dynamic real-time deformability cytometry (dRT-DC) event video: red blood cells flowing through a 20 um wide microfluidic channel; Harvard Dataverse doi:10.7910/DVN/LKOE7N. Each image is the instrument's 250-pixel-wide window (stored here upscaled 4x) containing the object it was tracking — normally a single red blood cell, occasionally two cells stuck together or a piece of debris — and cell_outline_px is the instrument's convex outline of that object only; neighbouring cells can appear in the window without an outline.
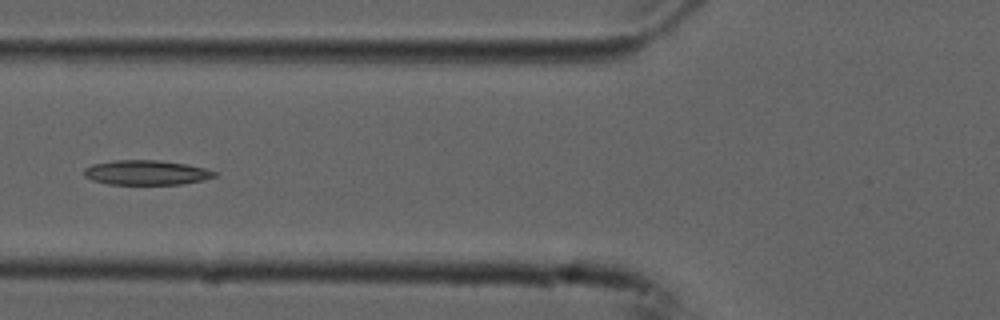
{"species": "common noctule bat (a hibernating species)", "species_latin": "Nyctalus noctula", "temperature_condition": "cold", "stored_images_in_passage": 8, "camera_frame_rate_fps": 3000, "um_per_image_px": 0.085, "animal": {"sex": "male", "forearm_length_mm": 52.5}, "frame": {"image": 1, "passage_image": 6, "time_ms": 1.667, "image_size_px": [1000, 320], "cell_outline_px": [[220, 172], [216, 176], [204, 180], [180, 184], [108, 184], [92, 180], [84, 176], [84, 168], [92, 164], [116, 160], [160, 160], [188, 164]], "centroid_in_image_um": [12.46, 14.66], "position_along_channel_um": 113.3, "area_um2": 18.9}}
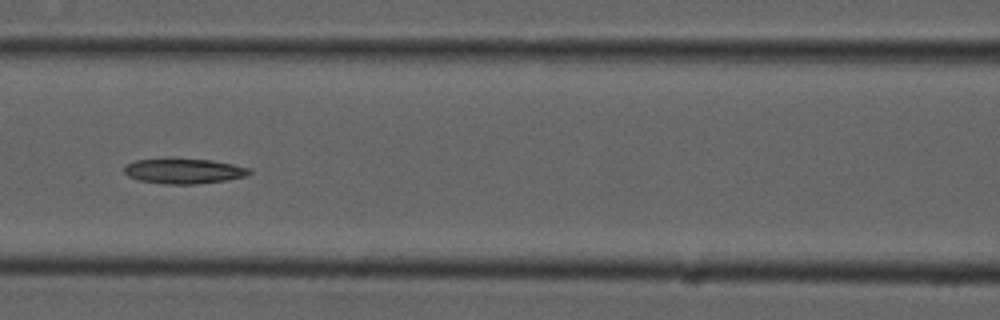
{"frame": {"image": 2, "passage_image": 7, "time_ms": 2.0, "image_size_px": [1000, 320], "cell_outline_px": [[252, 172], [244, 176], [228, 180], [192, 184], [168, 184], [140, 180], [128, 176], [124, 172], [124, 168], [128, 164], [136, 160], [212, 160], [252, 168]], "centroid_in_image_um": [15.68, 14.56], "position_along_channel_um": 150.9, "area_um2": 17.74}}
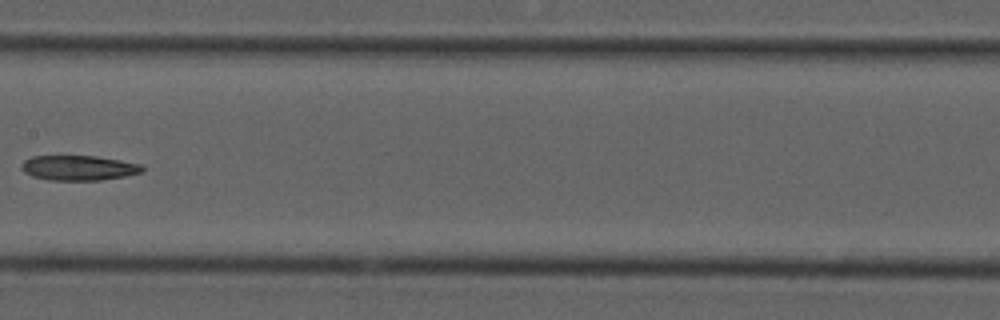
{"frame": {"image": 3, "passage_image": 8, "time_ms": 2.333, "image_size_px": [1000, 320], "cell_outline_px": [[144, 172], [124, 176], [100, 180], [48, 180], [32, 176], [24, 172], [20, 168], [24, 160], [32, 156], [96, 156], [120, 160], [140, 164], [144, 168]], "centroid_in_image_um": [6.67, 14.27], "position_along_channel_um": 200.7, "area_um2": 17.57}}